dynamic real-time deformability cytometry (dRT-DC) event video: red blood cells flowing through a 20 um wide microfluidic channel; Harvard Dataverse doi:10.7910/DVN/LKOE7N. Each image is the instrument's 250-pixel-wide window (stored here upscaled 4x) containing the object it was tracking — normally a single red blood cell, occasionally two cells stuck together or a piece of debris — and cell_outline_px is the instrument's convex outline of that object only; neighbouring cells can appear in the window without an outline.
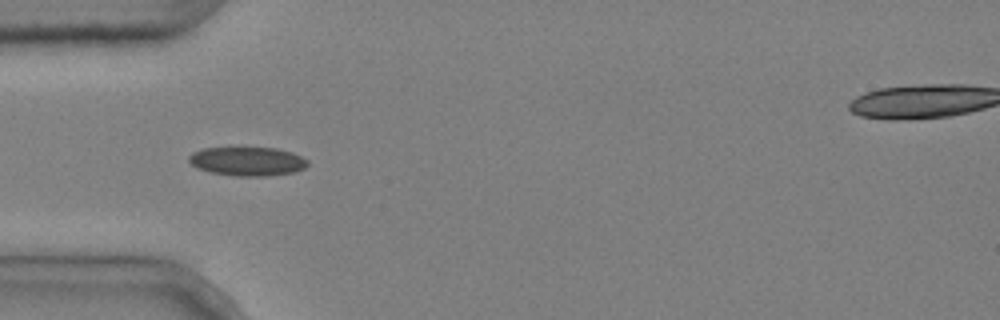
{"species": "common noctule bat (a hibernating species)", "species_latin": "Nyctalus noctula", "temperature_condition": "cold", "stored_images_in_passage": 4, "camera_frame_rate_fps": 3000, "um_per_image_px": 0.085, "animal": {"sex": "male", "body_mass_g": 20.4}, "frame": {"image": 1, "passage_image": 3, "time_ms": 0.667, "image_size_px": [1000, 320], "cell_outline_px": [[308, 164], [304, 168], [292, 172], [264, 176], [232, 176], [212, 172], [196, 168], [188, 160], [188, 156], [192, 152], [204, 148], [276, 148], [292, 152], [308, 160]], "centroid_in_image_um": [21.0, 13.71], "position_along_channel_um": 64.0, "area_um2": 19.88}}